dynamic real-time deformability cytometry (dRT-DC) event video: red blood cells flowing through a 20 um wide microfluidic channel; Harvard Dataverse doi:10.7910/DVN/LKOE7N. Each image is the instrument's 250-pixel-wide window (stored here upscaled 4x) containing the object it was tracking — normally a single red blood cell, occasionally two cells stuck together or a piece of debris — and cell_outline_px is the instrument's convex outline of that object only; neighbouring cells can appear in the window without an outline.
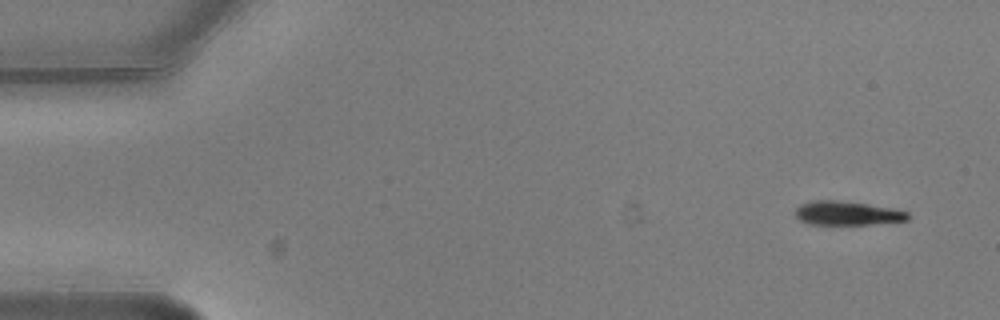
{"species": "common noctule bat (a hibernating species)", "species_latin": "Nyctalus noctula", "temperature_condition": "warm", "stored_images_in_passage": 9, "camera_frame_rate_fps": 3000, "um_per_image_px": 0.085, "animal": {"sex": "male", "body_mass_g": 20.5, "forearm_length_mm": 52.5}, "frame": {"image": 1, "passage_image": 1, "time_ms": 0.0, "image_size_px": [1000, 320], "cell_outline_px": [[912, 216], [908, 220], [872, 224], [808, 224], [800, 220], [792, 212], [800, 204], [812, 200], [836, 200], [868, 204], [892, 208], [908, 212]], "centroid_in_image_um": [72.0, 18.12], "position_along_channel_um": 13.0, "area_um2": 15.84}}
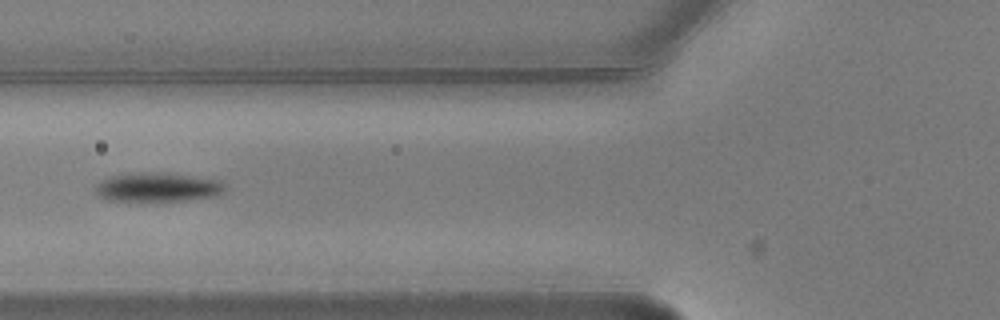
{"frame": {"image": 2, "passage_image": 6, "time_ms": 1.667, "image_size_px": [1000, 320], "cell_outline_px": [[224, 188], [216, 196], [184, 200], [140, 204], [128, 204], [104, 200], [96, 192], [96, 184], [100, 180], [108, 176], [128, 172], [164, 172], [220, 180], [224, 184]], "centroid_in_image_um": [13.25, 15.95], "position_along_channel_um": 112.5, "area_um2": 23.24}}
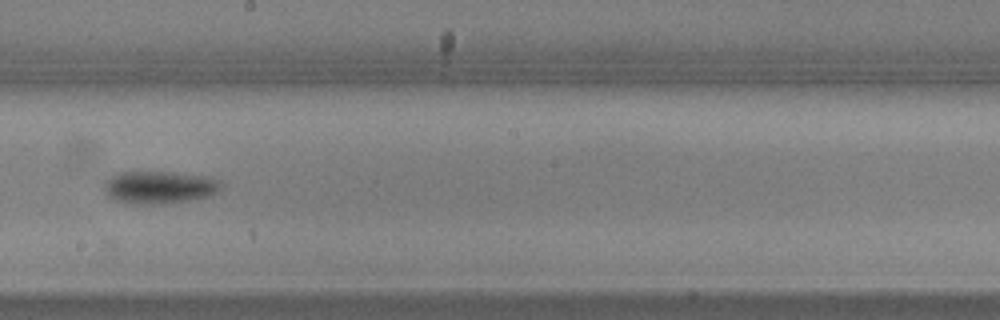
{"frame": {"image": 3, "passage_image": 9, "time_ms": 2.667, "image_size_px": [1000, 320], "cell_outline_px": [[224, 184], [216, 192], [208, 196], [184, 200], [156, 204], [140, 204], [116, 200], [108, 196], [104, 192], [104, 184], [112, 176], [120, 172], [172, 172], [204, 176], [216, 180]], "centroid_in_image_um": [13.51, 15.91], "position_along_channel_um": 234.7, "area_um2": 21.68}}